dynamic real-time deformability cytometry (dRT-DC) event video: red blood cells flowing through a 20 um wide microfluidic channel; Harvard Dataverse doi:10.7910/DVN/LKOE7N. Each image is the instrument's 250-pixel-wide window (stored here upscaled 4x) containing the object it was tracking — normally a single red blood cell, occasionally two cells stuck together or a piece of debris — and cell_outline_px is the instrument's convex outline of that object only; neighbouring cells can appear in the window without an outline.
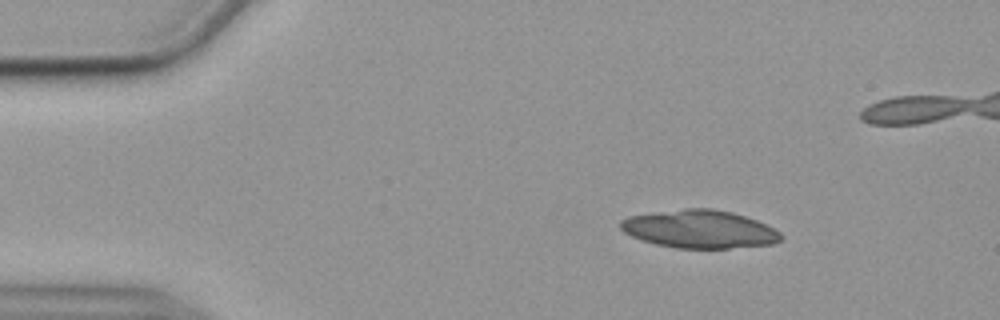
{"species": "common noctule bat (a hibernating species)", "species_latin": "Nyctalus noctula", "temperature_condition": "cold", "stored_images_in_passage": 35, "camera_frame_rate_fps": 3000, "um_per_image_px": 0.085, "animal": {"sex": "female", "body_mass_g": 19.9}, "frame": {"image": 1, "passage_image": 1, "time_ms": 0.0, "image_size_px": [1000, 320], "cell_outline_px": [[784, 236], [780, 240], [772, 244], [728, 248], [676, 248], [656, 244], [632, 236], [624, 232], [620, 228], [620, 220], [628, 216], [652, 212], [684, 208], [712, 208], [732, 212], [756, 220], [780, 232]], "centroid_in_image_um": [59.44, 19.46], "position_along_channel_um": 25.6, "area_um2": 35.49}}